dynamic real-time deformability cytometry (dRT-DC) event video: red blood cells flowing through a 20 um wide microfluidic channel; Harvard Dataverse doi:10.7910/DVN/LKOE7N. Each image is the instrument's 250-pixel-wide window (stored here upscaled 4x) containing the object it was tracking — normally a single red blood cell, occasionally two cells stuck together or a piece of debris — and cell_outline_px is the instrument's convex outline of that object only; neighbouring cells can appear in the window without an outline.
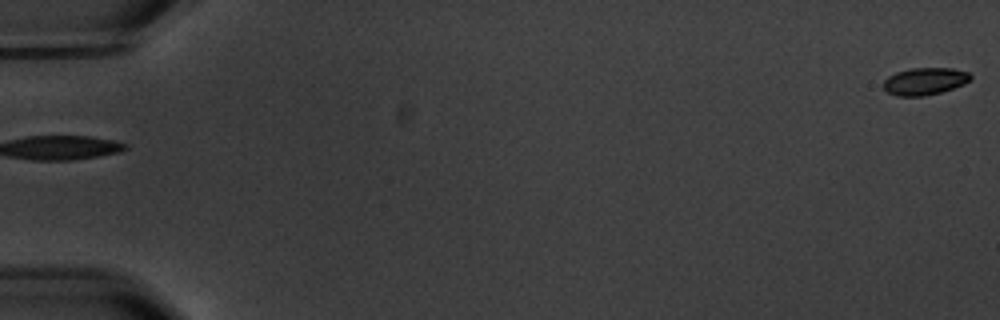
{"species": "common noctule bat (a hibernating species)", "species_latin": "Nyctalus noctula", "temperature_condition": "warm", "stored_images_in_passage": 6, "segment_of_instrument_passage": [2, 2], "camera_frame_rate_fps": 3000, "um_per_image_px": 0.085, "animal": {"sex": "male", "body_mass_g": 20.1, "forearm_length_mm": 53.5}, "frame": {"image": 1, "passage_image": 6, "time_ms": 6.667, "image_size_px": [1000, 320], "cell_outline_px": [[972, 76], [964, 84], [940, 92], [924, 96], [896, 96], [888, 92], [884, 88], [884, 80], [888, 76], [896, 72], [912, 68], [952, 68], [968, 72]], "centroid_in_image_um": [78.58, 6.9], "position_along_channel_um": 6.4, "area_um2": 13.7}}